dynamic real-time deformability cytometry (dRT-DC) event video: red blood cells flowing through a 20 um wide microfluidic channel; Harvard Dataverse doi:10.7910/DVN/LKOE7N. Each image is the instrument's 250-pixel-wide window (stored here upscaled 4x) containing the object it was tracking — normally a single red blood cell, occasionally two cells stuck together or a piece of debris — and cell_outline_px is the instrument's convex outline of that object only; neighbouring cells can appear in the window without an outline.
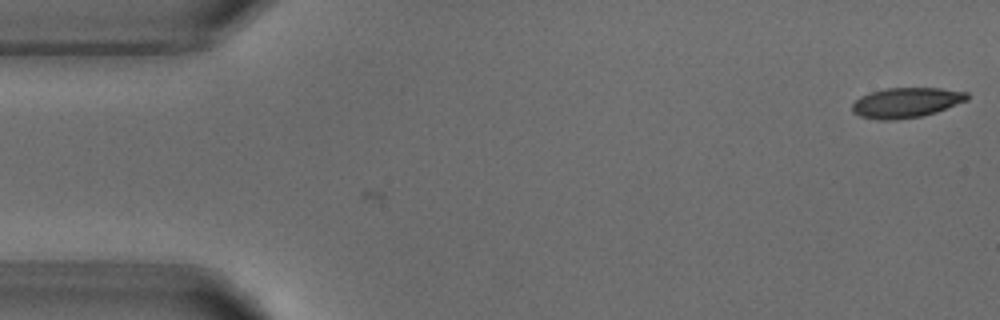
{"species": "common noctule bat (a hibernating species)", "species_latin": "Nyctalus noctula", "temperature_condition": "warm", "stored_images_in_passage": 4, "camera_frame_rate_fps": 3000, "um_per_image_px": 0.085, "animal": {"sex": "male", "body_mass_g": 18.8}, "frame": {"image": 1, "passage_image": 4, "time_ms": 3.333, "image_size_px": [1000, 320], "cell_outline_px": [[968, 100], [936, 112], [920, 116], [896, 120], [880, 120], [860, 116], [852, 112], [852, 104], [860, 96], [872, 92], [888, 88], [940, 88], [968, 92]], "centroid_in_image_um": [77.02, 8.72], "position_along_channel_um": 8.0, "area_um2": 20.06}}